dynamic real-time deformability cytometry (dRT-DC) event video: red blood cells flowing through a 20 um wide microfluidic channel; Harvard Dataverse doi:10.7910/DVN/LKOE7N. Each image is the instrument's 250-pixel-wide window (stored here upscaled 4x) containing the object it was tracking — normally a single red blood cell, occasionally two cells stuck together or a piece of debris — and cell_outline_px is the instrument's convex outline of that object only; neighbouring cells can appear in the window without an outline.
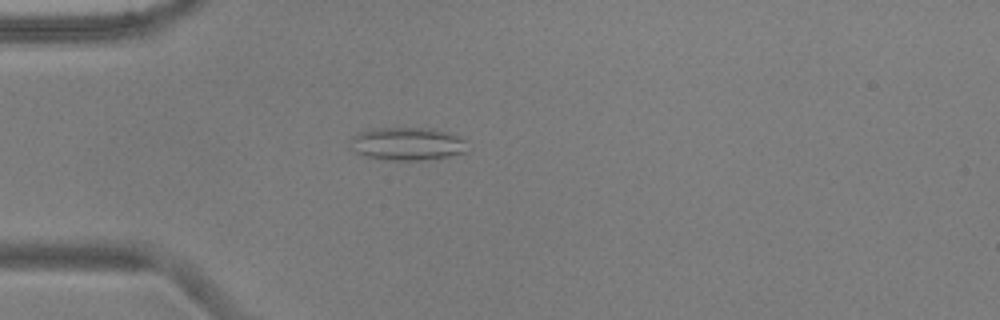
{"species": "common noctule bat (a hibernating species)", "species_latin": "Nyctalus noctula", "temperature_condition": "warm", "stored_images_in_passage": 33, "camera_frame_rate_fps": 3000, "um_per_image_px": 0.085, "animal": {"sex": "male", "body_mass_g": 17.9, "forearm_length_mm": 54.2}, "frame": {"image": 1, "passage_image": 7, "time_ms": 2.0, "image_size_px": [1000, 320], "cell_outline_px": [[468, 152], [448, 156], [424, 160], [392, 160], [368, 156], [356, 152], [352, 148], [352, 136], [356, 132], [372, 128], [436, 128], [452, 132], [460, 136], [464, 140]], "centroid_in_image_um": [34.67, 12.2], "position_along_channel_um": 50.3, "area_um2": 22.66}}
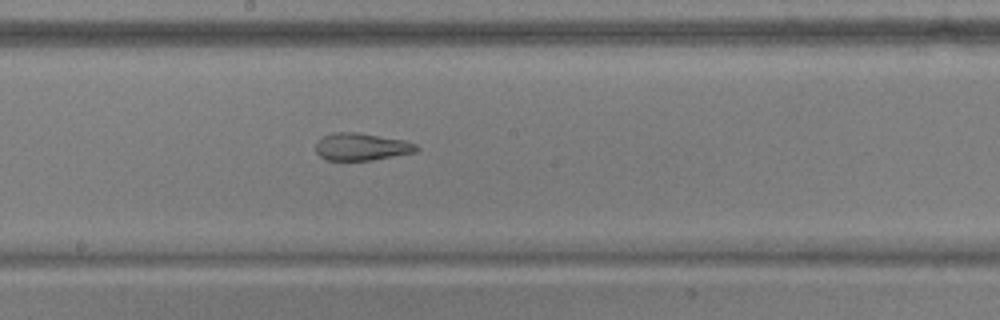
{"frame": {"image": 2, "passage_image": 21, "time_ms": 6.667, "image_size_px": [1000, 320], "cell_outline_px": [[420, 148], [416, 152], [372, 160], [324, 160], [316, 152], [316, 140], [324, 136], [336, 132], [356, 132], [404, 140], [416, 144]], "centroid_in_image_um": [30.72, 12.48], "position_along_channel_um": 217.5, "area_um2": 16.07}}
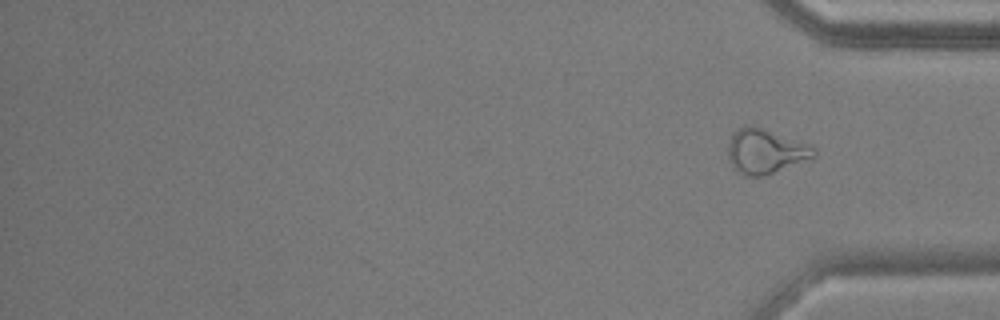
{"frame": {"image": 3, "passage_image": 33, "time_ms": 10.667, "image_size_px": [1000, 320], "cell_outline_px": [[816, 156], [764, 176], [744, 176], [736, 172], [732, 168], [728, 160], [728, 144], [732, 132], [736, 128], [744, 124], [764, 128], [812, 144], [816, 152]], "centroid_in_image_um": [65.02, 12.84], "position_along_channel_um": 370.2, "area_um2": 22.83}, "authors_computed_cell_mechanics": {"area_um2": 17.1666, "velocity_mm_per_s": 3.8372, "shape_relaxation_time_tau1_ms": null, "shape_relaxation_time_tau2_ms": 2.1044, "deformation_change_tau1": null, "deformation_change_tau2": 0.1043}}